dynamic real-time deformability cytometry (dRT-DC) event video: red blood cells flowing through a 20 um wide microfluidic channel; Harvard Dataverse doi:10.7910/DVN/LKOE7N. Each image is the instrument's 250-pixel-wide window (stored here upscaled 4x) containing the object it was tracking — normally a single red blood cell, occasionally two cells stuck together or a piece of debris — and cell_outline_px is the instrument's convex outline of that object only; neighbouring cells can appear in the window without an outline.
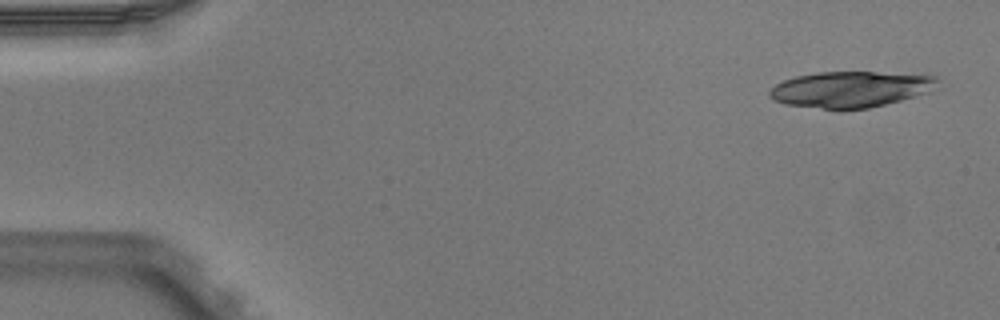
{"species": "Egyptian fruit bat (a non-hibernating species)", "species_latin": "Rousettus aegyptiacus", "temperature_condition": "warm", "stored_images_in_passage": 7, "camera_frame_rate_fps": 3000, "um_per_image_px": 0.085, "animal": {"sex": "male"}, "frame": {"image": 1, "passage_image": 1, "time_ms": 0.0, "image_size_px": [1000, 320], "cell_outline_px": [[936, 80], [924, 92], [900, 100], [868, 108], [840, 112], [784, 104], [768, 96], [768, 92], [776, 84], [784, 80], [796, 76], [816, 72], [876, 72], [936, 76]], "centroid_in_image_um": [72.13, 7.62], "position_along_channel_um": 12.9, "area_um2": 35.08}}
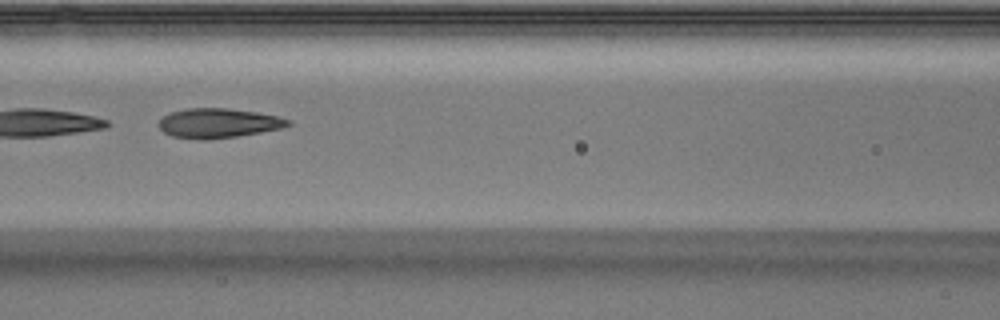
{"frame": {"image": 2, "passage_image": 6, "time_ms": 1.667, "image_size_px": [1000, 320], "cell_outline_px": [[292, 124], [284, 128], [236, 136], [204, 140], [172, 136], [164, 132], [160, 128], [160, 120], [164, 116], [172, 112], [188, 108], [228, 108], [256, 112], [276, 116], [292, 120]], "centroid_in_image_um": [18.6, 10.46], "position_along_channel_um": 148.0, "area_um2": 22.08}}
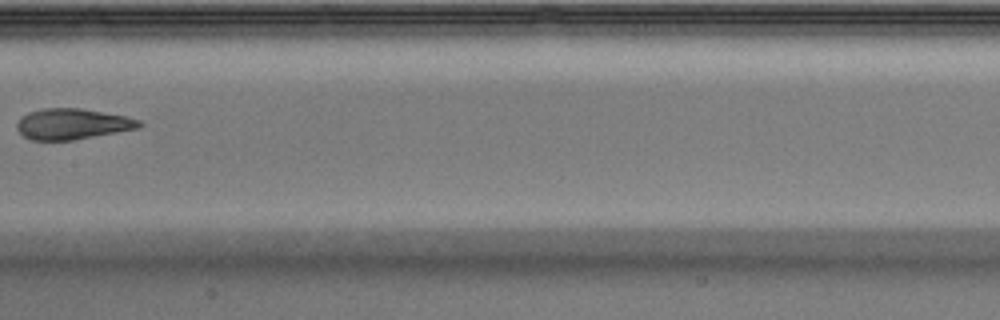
{"frame": {"image": 3, "passage_image": 7, "time_ms": 2.0, "image_size_px": [1000, 320], "cell_outline_px": [[144, 124], [140, 128], [72, 140], [32, 140], [24, 136], [16, 128], [16, 124], [28, 112], [44, 108], [80, 108], [128, 116], [140, 120]], "centroid_in_image_um": [6.2, 10.53], "position_along_channel_um": 201.2, "area_um2": 21.91}}